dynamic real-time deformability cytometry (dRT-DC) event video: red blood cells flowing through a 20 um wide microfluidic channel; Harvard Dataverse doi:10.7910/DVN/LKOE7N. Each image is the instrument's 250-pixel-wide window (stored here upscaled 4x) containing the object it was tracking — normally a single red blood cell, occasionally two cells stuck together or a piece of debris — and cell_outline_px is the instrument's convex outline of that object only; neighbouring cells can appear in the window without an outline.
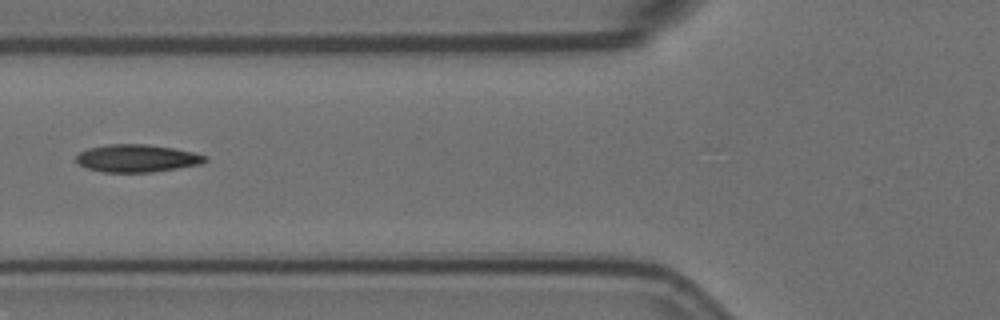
{"species": "Egyptian fruit bat (a non-hibernating species)", "species_latin": "Rousettus aegyptiacus", "temperature_condition": "room temperature", "stored_images_in_passage": 4, "camera_frame_rate_fps": 3000, "um_per_image_px": 0.085, "animal": {"sex": "female"}, "frame": {"image": 1, "passage_image": 2, "time_ms": 0.333, "image_size_px": [1000, 320], "cell_outline_px": [[208, 160], [200, 164], [152, 172], [104, 172], [88, 168], [80, 164], [76, 160], [76, 156], [80, 152], [88, 148], [108, 144], [144, 144], [172, 148], [192, 152], [208, 156]], "centroid_in_image_um": [11.64, 13.45], "position_along_channel_um": 114.2, "area_um2": 20.52}}
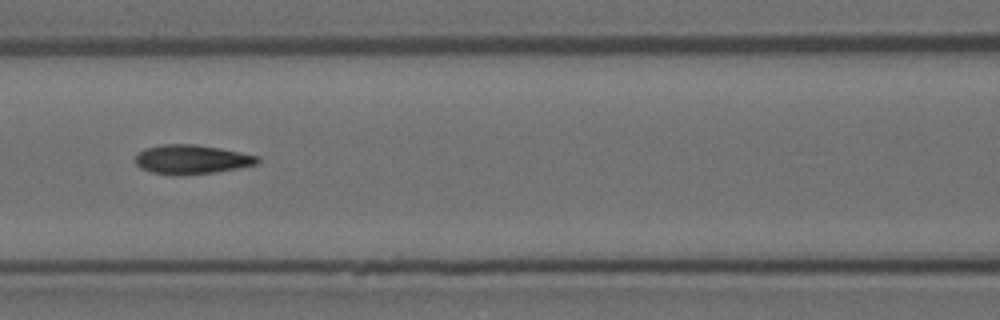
{"frame": {"image": 2, "passage_image": 3, "time_ms": 0.667, "image_size_px": [1000, 320], "cell_outline_px": [[260, 160], [256, 164], [216, 172], [184, 176], [176, 176], [152, 172], [140, 168], [136, 164], [136, 156], [144, 148], [160, 144], [196, 144], [220, 148], [260, 156]], "centroid_in_image_um": [16.28, 13.55], "position_along_channel_um": 150.3, "area_um2": 20.98}}
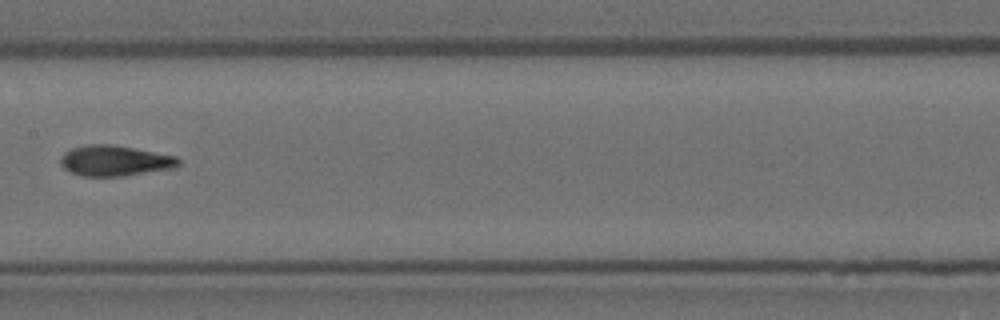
{"frame": {"image": 3, "passage_image": 4, "time_ms": 1.0, "image_size_px": [1000, 320], "cell_outline_px": [[180, 164], [172, 168], [124, 176], [80, 176], [64, 168], [60, 164], [60, 156], [64, 152], [72, 148], [88, 144], [112, 144], [176, 156], [180, 160]], "centroid_in_image_um": [9.73, 13.66], "position_along_channel_um": 197.7, "area_um2": 20.98}}